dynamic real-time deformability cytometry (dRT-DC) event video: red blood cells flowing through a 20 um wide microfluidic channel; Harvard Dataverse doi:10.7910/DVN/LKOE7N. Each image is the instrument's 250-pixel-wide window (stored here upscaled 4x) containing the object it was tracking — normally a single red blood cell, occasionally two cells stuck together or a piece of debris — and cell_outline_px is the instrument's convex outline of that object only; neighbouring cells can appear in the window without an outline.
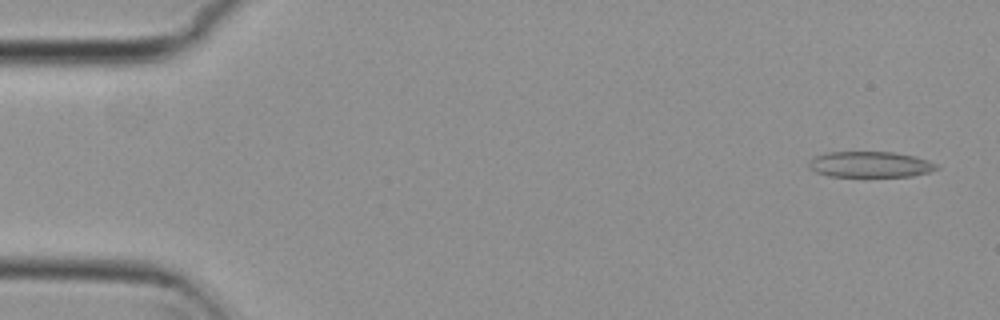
{"species": "common noctule bat (a hibernating species)", "species_latin": "Nyctalus noctula", "temperature_condition": "cold", "stored_images_in_passage": 8, "camera_frame_rate_fps": 3000, "um_per_image_px": 0.085, "animal": {"sex": "female", "body_mass_g": 29.2, "forearm_length_mm": 56.3}, "frame": {"image": 1, "passage_image": 1, "time_ms": 0.0, "image_size_px": [1000, 320], "cell_outline_px": [[940, 168], [928, 172], [912, 176], [828, 176], [816, 172], [808, 168], [808, 164], [816, 156], [824, 152], [892, 152], [916, 156], [928, 160], [936, 164]], "centroid_in_image_um": [73.97, 13.97], "position_along_channel_um": 11.0, "area_um2": 19.19}}
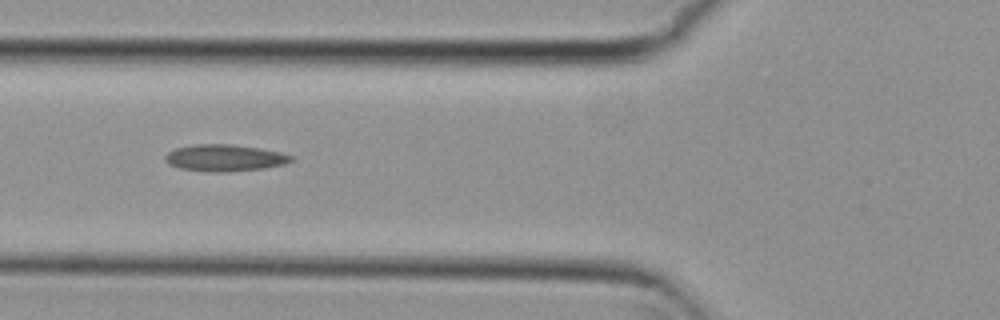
{"frame": {"image": 2, "passage_image": 6, "time_ms": 1.667, "image_size_px": [1000, 320], "cell_outline_px": [[296, 160], [284, 164], [264, 168], [228, 172], [204, 172], [180, 168], [168, 164], [164, 160], [164, 156], [168, 152], [176, 148], [196, 144], [232, 144], [260, 148], [280, 152], [292, 156]], "centroid_in_image_um": [19.09, 13.42], "position_along_channel_um": 106.7, "area_um2": 19.83}}
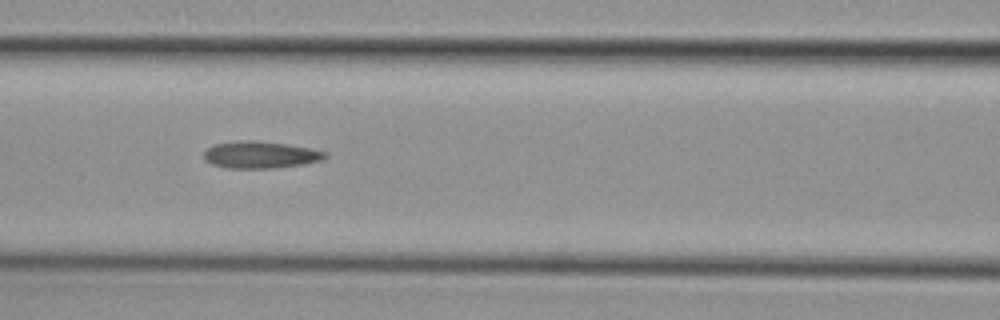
{"frame": {"image": 3, "passage_image": 7, "time_ms": 2.0, "image_size_px": [1000, 320], "cell_outline_px": [[328, 156], [324, 160], [304, 164], [276, 168], [224, 168], [212, 164], [204, 160], [204, 152], [212, 144], [240, 140], [256, 140], [284, 144], [308, 148], [328, 152]], "centroid_in_image_um": [22.13, 13.16], "position_along_channel_um": 144.5, "area_um2": 19.25}}